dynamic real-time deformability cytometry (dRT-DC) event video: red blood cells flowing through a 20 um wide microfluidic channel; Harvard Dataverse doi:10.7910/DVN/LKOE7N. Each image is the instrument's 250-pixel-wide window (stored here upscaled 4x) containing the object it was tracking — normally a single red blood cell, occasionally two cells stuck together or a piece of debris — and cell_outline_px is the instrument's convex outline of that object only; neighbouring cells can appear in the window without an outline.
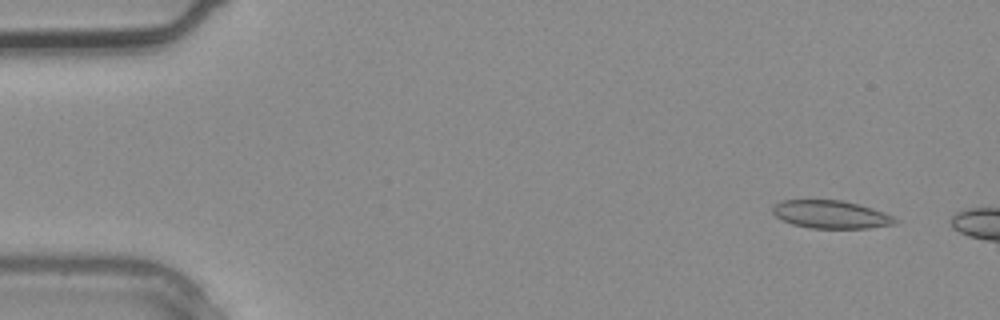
{"species": "common noctule bat (a hibernating species)", "species_latin": "Nyctalus noctula", "temperature_condition": "warm", "stored_images_in_passage": 2, "camera_frame_rate_fps": 3000, "um_per_image_px": 0.085, "animal": {"sex": "male", "body_mass_g": 20.4}, "frame": {"image": 1, "passage_image": 1, "time_ms": 0.0, "image_size_px": [1000, 320], "cell_outline_px": [[900, 220], [896, 224], [868, 228], [812, 228], [792, 224], [776, 216], [772, 212], [772, 204], [780, 200], [840, 200], [872, 208], [884, 212]], "centroid_in_image_um": [70.62, 18.22], "position_along_channel_um": 14.4, "area_um2": 19.94}}